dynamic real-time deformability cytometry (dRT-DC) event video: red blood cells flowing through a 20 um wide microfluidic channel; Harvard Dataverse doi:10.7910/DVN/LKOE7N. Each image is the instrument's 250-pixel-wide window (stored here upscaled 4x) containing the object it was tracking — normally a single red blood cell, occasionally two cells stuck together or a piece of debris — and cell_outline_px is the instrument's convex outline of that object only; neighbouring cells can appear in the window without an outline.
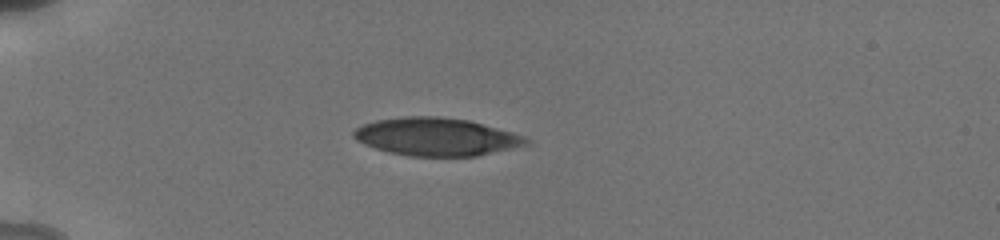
{"species": "human", "species_latin": "Homo sapiens", "temperature_condition": "cold", "stored_images_in_passage": 31, "camera_frame_rate_fps": 3000, "um_per_image_px": 0.085, "donor": {"sex": "male"}, "frame": {"image": 1, "passage_image": 1, "time_ms": 0.0, "image_size_px": [1000, 240], "cell_outline_px": [[532, 144], [476, 156], [408, 156], [388, 152], [364, 144], [356, 140], [352, 136], [352, 132], [356, 128], [364, 124], [376, 120], [404, 116], [440, 116], [468, 120], [512, 132], [524, 136], [532, 140]], "centroid_in_image_um": [37.1, 11.63], "position_along_channel_um": 47.9, "area_um2": 38.26}}
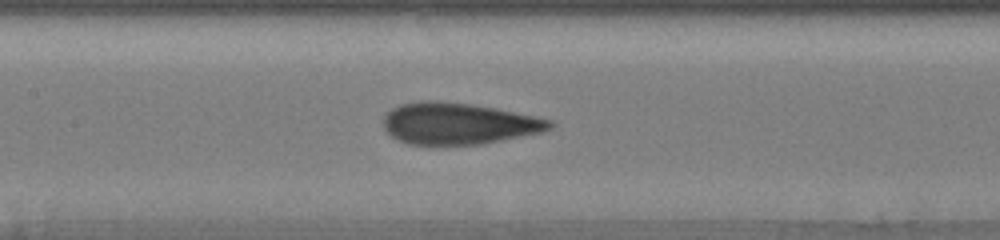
{"frame": {"image": 2, "passage_image": 11, "time_ms": 4.0, "image_size_px": [1000, 240], "cell_outline_px": [[556, 124], [552, 128], [540, 132], [480, 144], [408, 144], [392, 136], [384, 128], [384, 116], [392, 108], [400, 104], [420, 100], [440, 100], [472, 104], [496, 108], [552, 120]], "centroid_in_image_um": [38.96, 10.48], "position_along_channel_um": 168.4, "area_um2": 40.06}}
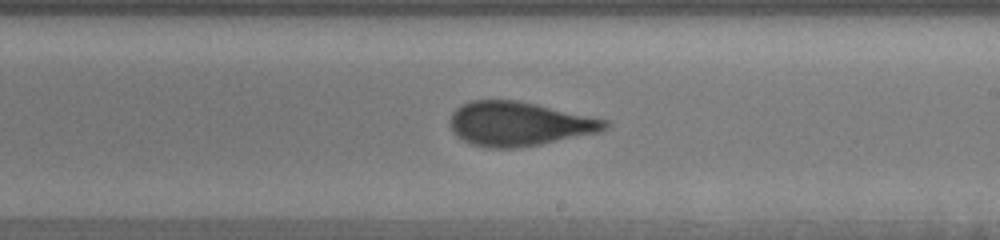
{"frame": {"image": 3, "passage_image": 16, "time_ms": 6.0, "image_size_px": [1000, 240], "cell_outline_px": [[612, 124], [608, 128], [600, 132], [520, 148], [488, 148], [472, 144], [456, 136], [452, 132], [448, 120], [452, 112], [460, 104], [472, 100], [516, 100], [536, 104], [612, 120]], "centroid_in_image_um": [44.14, 10.52], "position_along_channel_um": 244.9, "area_um2": 40.4}, "authors_computed_cell_mechanics": {"area_um2": 39.4774, "velocity_mm_per_s": 3.846, "shape_relaxation_time_tau1_ms": 8.2537, "shape_relaxation_time_tau2_ms": 1.0083, "deformation_change_tau1": 0.2259, "deformation_change_tau2": 0.0788}}